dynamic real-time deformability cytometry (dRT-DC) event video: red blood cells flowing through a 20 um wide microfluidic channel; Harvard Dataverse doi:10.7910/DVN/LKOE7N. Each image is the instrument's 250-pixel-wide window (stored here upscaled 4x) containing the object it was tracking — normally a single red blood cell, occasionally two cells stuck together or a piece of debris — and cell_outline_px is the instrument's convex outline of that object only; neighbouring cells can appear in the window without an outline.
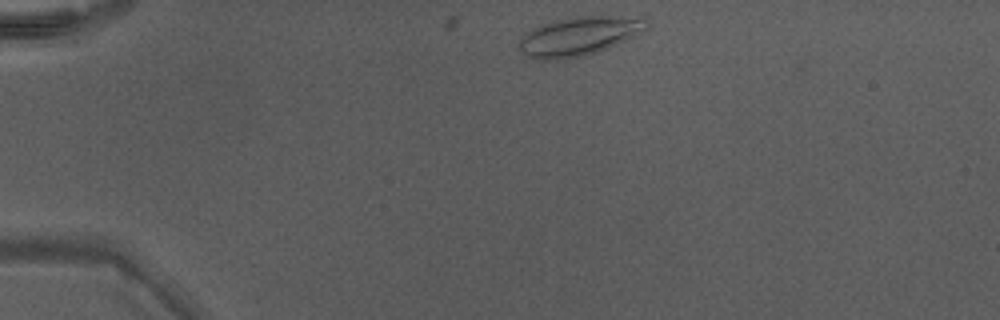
{"species": "Egyptian fruit bat (a non-hibernating species)", "species_latin": "Rousettus aegyptiacus", "temperature_condition": "warm", "stored_images_in_passage": 9, "camera_frame_rate_fps": 3000, "um_per_image_px": 0.085, "animal": {"sex": "male"}, "frame": {"image": 1, "passage_image": 1, "time_ms": 0.0, "image_size_px": [1000, 320], "cell_outline_px": [[652, 24], [648, 28], [616, 44], [596, 52], [584, 56], [564, 60], [532, 60], [524, 56], [516, 48], [520, 40], [528, 32], [544, 24], [556, 20], [576, 16], [644, 16]], "centroid_in_image_um": [49.21, 3.09], "position_along_channel_um": 35.8, "area_um2": 29.19}}